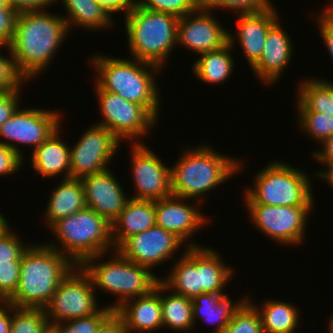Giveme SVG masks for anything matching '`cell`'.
<instances>
[{"instance_id":"44dd1931","label":"cell","mask_w":333,"mask_h":333,"mask_svg":"<svg viewBox=\"0 0 333 333\" xmlns=\"http://www.w3.org/2000/svg\"><path fill=\"white\" fill-rule=\"evenodd\" d=\"M114 312L128 333H154L163 328L161 281L150 294L126 300Z\"/></svg>"},{"instance_id":"9a60e30c","label":"cell","mask_w":333,"mask_h":333,"mask_svg":"<svg viewBox=\"0 0 333 333\" xmlns=\"http://www.w3.org/2000/svg\"><path fill=\"white\" fill-rule=\"evenodd\" d=\"M181 246L187 248V245L172 232L155 225L125 239L116 250L135 264L153 271L167 260L176 259L174 256Z\"/></svg>"},{"instance_id":"6da1fadb","label":"cell","mask_w":333,"mask_h":333,"mask_svg":"<svg viewBox=\"0 0 333 333\" xmlns=\"http://www.w3.org/2000/svg\"><path fill=\"white\" fill-rule=\"evenodd\" d=\"M68 34L65 19L60 14L48 10L17 14L14 36L8 47L19 72L28 82L50 68Z\"/></svg>"},{"instance_id":"ffe728a7","label":"cell","mask_w":333,"mask_h":333,"mask_svg":"<svg viewBox=\"0 0 333 333\" xmlns=\"http://www.w3.org/2000/svg\"><path fill=\"white\" fill-rule=\"evenodd\" d=\"M280 23L282 22L278 20L269 29L262 56L251 67L252 74L261 83H265V86H271L280 80L294 54L292 39Z\"/></svg>"},{"instance_id":"8d00e7d4","label":"cell","mask_w":333,"mask_h":333,"mask_svg":"<svg viewBox=\"0 0 333 333\" xmlns=\"http://www.w3.org/2000/svg\"><path fill=\"white\" fill-rule=\"evenodd\" d=\"M6 48L9 54L4 56L2 49ZM26 78L19 72L12 52L8 46L0 47V92L18 91L26 85Z\"/></svg>"},{"instance_id":"e0dca14e","label":"cell","mask_w":333,"mask_h":333,"mask_svg":"<svg viewBox=\"0 0 333 333\" xmlns=\"http://www.w3.org/2000/svg\"><path fill=\"white\" fill-rule=\"evenodd\" d=\"M213 15V16H212ZM210 10H194L178 19L177 44L195 55L214 51L229 43L230 30L222 27Z\"/></svg>"},{"instance_id":"277c9868","label":"cell","mask_w":333,"mask_h":333,"mask_svg":"<svg viewBox=\"0 0 333 333\" xmlns=\"http://www.w3.org/2000/svg\"><path fill=\"white\" fill-rule=\"evenodd\" d=\"M33 244L21 257L19 283L6 301L18 308H44L61 281L76 266L67 256L46 243Z\"/></svg>"},{"instance_id":"603a6c76","label":"cell","mask_w":333,"mask_h":333,"mask_svg":"<svg viewBox=\"0 0 333 333\" xmlns=\"http://www.w3.org/2000/svg\"><path fill=\"white\" fill-rule=\"evenodd\" d=\"M183 254L177 256L174 265L160 281L172 292L194 299L202 294L199 279V246L182 248ZM170 271V272H169Z\"/></svg>"},{"instance_id":"9f6ffc18","label":"cell","mask_w":333,"mask_h":333,"mask_svg":"<svg viewBox=\"0 0 333 333\" xmlns=\"http://www.w3.org/2000/svg\"><path fill=\"white\" fill-rule=\"evenodd\" d=\"M329 321V322H328ZM327 323V333H333V314L331 315V317L328 319Z\"/></svg>"},{"instance_id":"3957f363","label":"cell","mask_w":333,"mask_h":333,"mask_svg":"<svg viewBox=\"0 0 333 333\" xmlns=\"http://www.w3.org/2000/svg\"><path fill=\"white\" fill-rule=\"evenodd\" d=\"M92 54L88 64L96 71L95 84L102 90L142 105L158 121L162 101L156 76L162 69L131 57Z\"/></svg>"},{"instance_id":"d6986e66","label":"cell","mask_w":333,"mask_h":333,"mask_svg":"<svg viewBox=\"0 0 333 333\" xmlns=\"http://www.w3.org/2000/svg\"><path fill=\"white\" fill-rule=\"evenodd\" d=\"M275 7L254 13L234 15L237 27L235 33H229V43L233 48H236L237 42L240 44L241 51L243 50L242 54H244L250 68L262 56L269 29L280 20L281 15Z\"/></svg>"},{"instance_id":"5b68a950","label":"cell","mask_w":333,"mask_h":333,"mask_svg":"<svg viewBox=\"0 0 333 333\" xmlns=\"http://www.w3.org/2000/svg\"><path fill=\"white\" fill-rule=\"evenodd\" d=\"M111 252L108 256L106 252L90 257L80 266L90 276L95 290L99 288L117 297L115 303L107 304L114 311L126 300L150 294L160 277L150 268L123 257L116 249ZM106 256H110L109 260Z\"/></svg>"},{"instance_id":"f1b7e54d","label":"cell","mask_w":333,"mask_h":333,"mask_svg":"<svg viewBox=\"0 0 333 333\" xmlns=\"http://www.w3.org/2000/svg\"><path fill=\"white\" fill-rule=\"evenodd\" d=\"M232 45L228 43L222 48L200 54L192 64V71L205 84L223 85L225 81L231 78L236 65L234 64V54Z\"/></svg>"},{"instance_id":"db71d44e","label":"cell","mask_w":333,"mask_h":333,"mask_svg":"<svg viewBox=\"0 0 333 333\" xmlns=\"http://www.w3.org/2000/svg\"><path fill=\"white\" fill-rule=\"evenodd\" d=\"M11 227L10 223L7 221L6 217H4V213H0V236L6 232Z\"/></svg>"},{"instance_id":"c3c4849f","label":"cell","mask_w":333,"mask_h":333,"mask_svg":"<svg viewBox=\"0 0 333 333\" xmlns=\"http://www.w3.org/2000/svg\"><path fill=\"white\" fill-rule=\"evenodd\" d=\"M322 149L319 148L317 151L311 153L313 160L326 167L333 164V135L328 137L322 144ZM317 160V161H316Z\"/></svg>"},{"instance_id":"8fae6325","label":"cell","mask_w":333,"mask_h":333,"mask_svg":"<svg viewBox=\"0 0 333 333\" xmlns=\"http://www.w3.org/2000/svg\"><path fill=\"white\" fill-rule=\"evenodd\" d=\"M244 205L250 223L272 242L295 247L306 240L308 219L314 206Z\"/></svg>"},{"instance_id":"5bb4252c","label":"cell","mask_w":333,"mask_h":333,"mask_svg":"<svg viewBox=\"0 0 333 333\" xmlns=\"http://www.w3.org/2000/svg\"><path fill=\"white\" fill-rule=\"evenodd\" d=\"M132 182L137 200H160L172 195L171 170L145 143L130 145ZM164 162V163H163Z\"/></svg>"},{"instance_id":"ee69618b","label":"cell","mask_w":333,"mask_h":333,"mask_svg":"<svg viewBox=\"0 0 333 333\" xmlns=\"http://www.w3.org/2000/svg\"><path fill=\"white\" fill-rule=\"evenodd\" d=\"M24 90L18 91H7L0 92V126L3 125L17 110L21 100V92Z\"/></svg>"},{"instance_id":"30bf717a","label":"cell","mask_w":333,"mask_h":333,"mask_svg":"<svg viewBox=\"0 0 333 333\" xmlns=\"http://www.w3.org/2000/svg\"><path fill=\"white\" fill-rule=\"evenodd\" d=\"M95 291L90 276L81 266L76 265L44 307L50 326L97 313L102 306L98 305Z\"/></svg>"},{"instance_id":"836d02e7","label":"cell","mask_w":333,"mask_h":333,"mask_svg":"<svg viewBox=\"0 0 333 333\" xmlns=\"http://www.w3.org/2000/svg\"><path fill=\"white\" fill-rule=\"evenodd\" d=\"M297 122L308 138L322 144L333 135V116L319 112H297Z\"/></svg>"},{"instance_id":"484cf974","label":"cell","mask_w":333,"mask_h":333,"mask_svg":"<svg viewBox=\"0 0 333 333\" xmlns=\"http://www.w3.org/2000/svg\"><path fill=\"white\" fill-rule=\"evenodd\" d=\"M61 181V182H60ZM51 191L45 207V228H50L56 221L79 212L86 207L84 188L80 178H66Z\"/></svg>"},{"instance_id":"4dcf8cb0","label":"cell","mask_w":333,"mask_h":333,"mask_svg":"<svg viewBox=\"0 0 333 333\" xmlns=\"http://www.w3.org/2000/svg\"><path fill=\"white\" fill-rule=\"evenodd\" d=\"M295 91L298 112H319L333 116V82L328 78L307 77L300 80Z\"/></svg>"},{"instance_id":"bcb514c9","label":"cell","mask_w":333,"mask_h":333,"mask_svg":"<svg viewBox=\"0 0 333 333\" xmlns=\"http://www.w3.org/2000/svg\"><path fill=\"white\" fill-rule=\"evenodd\" d=\"M8 5L17 13L49 10L55 0H7Z\"/></svg>"},{"instance_id":"ba28073f","label":"cell","mask_w":333,"mask_h":333,"mask_svg":"<svg viewBox=\"0 0 333 333\" xmlns=\"http://www.w3.org/2000/svg\"><path fill=\"white\" fill-rule=\"evenodd\" d=\"M310 174L282 160L267 163L255 174L253 187L245 188V204L315 206ZM312 187V188H311Z\"/></svg>"},{"instance_id":"f546056e","label":"cell","mask_w":333,"mask_h":333,"mask_svg":"<svg viewBox=\"0 0 333 333\" xmlns=\"http://www.w3.org/2000/svg\"><path fill=\"white\" fill-rule=\"evenodd\" d=\"M219 251L208 246H199V279L203 293L225 292L233 280L234 267L223 262ZM230 266V267H229ZM232 267V268H231Z\"/></svg>"},{"instance_id":"52a82bcc","label":"cell","mask_w":333,"mask_h":333,"mask_svg":"<svg viewBox=\"0 0 333 333\" xmlns=\"http://www.w3.org/2000/svg\"><path fill=\"white\" fill-rule=\"evenodd\" d=\"M49 229L56 240L45 243L77 266L90 257L114 250L112 225L87 206L56 221Z\"/></svg>"},{"instance_id":"4fadbf2b","label":"cell","mask_w":333,"mask_h":333,"mask_svg":"<svg viewBox=\"0 0 333 333\" xmlns=\"http://www.w3.org/2000/svg\"><path fill=\"white\" fill-rule=\"evenodd\" d=\"M78 139L73 147L70 145V178H82L109 169L121 146L108 129L93 123Z\"/></svg>"},{"instance_id":"ab89813d","label":"cell","mask_w":333,"mask_h":333,"mask_svg":"<svg viewBox=\"0 0 333 333\" xmlns=\"http://www.w3.org/2000/svg\"><path fill=\"white\" fill-rule=\"evenodd\" d=\"M21 261L0 262V302H6L19 283Z\"/></svg>"},{"instance_id":"d4e9b609","label":"cell","mask_w":333,"mask_h":333,"mask_svg":"<svg viewBox=\"0 0 333 333\" xmlns=\"http://www.w3.org/2000/svg\"><path fill=\"white\" fill-rule=\"evenodd\" d=\"M111 225L115 250L125 239L156 225L155 201L130 198Z\"/></svg>"},{"instance_id":"f5cc1de1","label":"cell","mask_w":333,"mask_h":333,"mask_svg":"<svg viewBox=\"0 0 333 333\" xmlns=\"http://www.w3.org/2000/svg\"><path fill=\"white\" fill-rule=\"evenodd\" d=\"M194 10H216V0H190Z\"/></svg>"},{"instance_id":"1f68e13d","label":"cell","mask_w":333,"mask_h":333,"mask_svg":"<svg viewBox=\"0 0 333 333\" xmlns=\"http://www.w3.org/2000/svg\"><path fill=\"white\" fill-rule=\"evenodd\" d=\"M166 293V295L164 294ZM162 323L164 328L181 333L195 330L192 300L176 294L161 282Z\"/></svg>"},{"instance_id":"9c48e42d","label":"cell","mask_w":333,"mask_h":333,"mask_svg":"<svg viewBox=\"0 0 333 333\" xmlns=\"http://www.w3.org/2000/svg\"><path fill=\"white\" fill-rule=\"evenodd\" d=\"M93 87L103 119L96 124L108 129L121 143L124 140L131 144L144 143L143 136L158 126V121L142 105L102 90L95 83Z\"/></svg>"},{"instance_id":"d6a6232c","label":"cell","mask_w":333,"mask_h":333,"mask_svg":"<svg viewBox=\"0 0 333 333\" xmlns=\"http://www.w3.org/2000/svg\"><path fill=\"white\" fill-rule=\"evenodd\" d=\"M44 308H18L11 305L10 333H49Z\"/></svg>"},{"instance_id":"7c38bea8","label":"cell","mask_w":333,"mask_h":333,"mask_svg":"<svg viewBox=\"0 0 333 333\" xmlns=\"http://www.w3.org/2000/svg\"><path fill=\"white\" fill-rule=\"evenodd\" d=\"M62 116L61 111L19 106L0 126V143L8 145L24 159L25 150L19 146H31L33 152L62 125Z\"/></svg>"},{"instance_id":"7a4b0ae2","label":"cell","mask_w":333,"mask_h":333,"mask_svg":"<svg viewBox=\"0 0 333 333\" xmlns=\"http://www.w3.org/2000/svg\"><path fill=\"white\" fill-rule=\"evenodd\" d=\"M182 149L179 159L170 166L172 195L192 202L203 204L212 189L247 169L243 159L220 154L208 142Z\"/></svg>"},{"instance_id":"ac0fdd59","label":"cell","mask_w":333,"mask_h":333,"mask_svg":"<svg viewBox=\"0 0 333 333\" xmlns=\"http://www.w3.org/2000/svg\"><path fill=\"white\" fill-rule=\"evenodd\" d=\"M116 178V174L110 169L80 178L86 206L103 216L110 224L118 218L130 199L123 184Z\"/></svg>"},{"instance_id":"2e32d148","label":"cell","mask_w":333,"mask_h":333,"mask_svg":"<svg viewBox=\"0 0 333 333\" xmlns=\"http://www.w3.org/2000/svg\"><path fill=\"white\" fill-rule=\"evenodd\" d=\"M191 199L181 198L171 195L160 200H155V219L156 225L166 231L172 232L181 239L187 247L202 246L195 243L194 235L209 224L210 218L201 213L202 205L189 203ZM204 215V216H203Z\"/></svg>"},{"instance_id":"f6af8a7d","label":"cell","mask_w":333,"mask_h":333,"mask_svg":"<svg viewBox=\"0 0 333 333\" xmlns=\"http://www.w3.org/2000/svg\"><path fill=\"white\" fill-rule=\"evenodd\" d=\"M313 18L316 20V27H319L318 31H320L324 46L326 45L329 56L333 60V16L315 14Z\"/></svg>"},{"instance_id":"816d5d0a","label":"cell","mask_w":333,"mask_h":333,"mask_svg":"<svg viewBox=\"0 0 333 333\" xmlns=\"http://www.w3.org/2000/svg\"><path fill=\"white\" fill-rule=\"evenodd\" d=\"M323 169L324 170L319 169L318 171H316V173L314 172L315 174L314 178H316L317 176L320 180L326 182L333 189V164L326 166Z\"/></svg>"},{"instance_id":"681fc988","label":"cell","mask_w":333,"mask_h":333,"mask_svg":"<svg viewBox=\"0 0 333 333\" xmlns=\"http://www.w3.org/2000/svg\"><path fill=\"white\" fill-rule=\"evenodd\" d=\"M96 333H128L122 319L113 311L98 327Z\"/></svg>"},{"instance_id":"74e56055","label":"cell","mask_w":333,"mask_h":333,"mask_svg":"<svg viewBox=\"0 0 333 333\" xmlns=\"http://www.w3.org/2000/svg\"><path fill=\"white\" fill-rule=\"evenodd\" d=\"M10 227L0 236V262L21 261V257L31 243H25L20 234Z\"/></svg>"},{"instance_id":"f35d334b","label":"cell","mask_w":333,"mask_h":333,"mask_svg":"<svg viewBox=\"0 0 333 333\" xmlns=\"http://www.w3.org/2000/svg\"><path fill=\"white\" fill-rule=\"evenodd\" d=\"M136 6L181 18L194 11L190 0H136Z\"/></svg>"},{"instance_id":"6f0895ef","label":"cell","mask_w":333,"mask_h":333,"mask_svg":"<svg viewBox=\"0 0 333 333\" xmlns=\"http://www.w3.org/2000/svg\"><path fill=\"white\" fill-rule=\"evenodd\" d=\"M0 7H10L7 3V0H0Z\"/></svg>"},{"instance_id":"83f0119b","label":"cell","mask_w":333,"mask_h":333,"mask_svg":"<svg viewBox=\"0 0 333 333\" xmlns=\"http://www.w3.org/2000/svg\"><path fill=\"white\" fill-rule=\"evenodd\" d=\"M247 300L256 308L260 315L264 333H295L299 328L301 312L293 303L279 301V299H264L263 304L254 302L252 295ZM252 300V301H251Z\"/></svg>"},{"instance_id":"7dc6e473","label":"cell","mask_w":333,"mask_h":333,"mask_svg":"<svg viewBox=\"0 0 333 333\" xmlns=\"http://www.w3.org/2000/svg\"><path fill=\"white\" fill-rule=\"evenodd\" d=\"M103 8H105L110 15L121 12L123 15L127 14L133 7L136 6V0H95Z\"/></svg>"},{"instance_id":"7402d4cb","label":"cell","mask_w":333,"mask_h":333,"mask_svg":"<svg viewBox=\"0 0 333 333\" xmlns=\"http://www.w3.org/2000/svg\"><path fill=\"white\" fill-rule=\"evenodd\" d=\"M61 128L58 127L40 146L29 153L30 165L41 177L70 178V146L63 141Z\"/></svg>"},{"instance_id":"f907efd6","label":"cell","mask_w":333,"mask_h":333,"mask_svg":"<svg viewBox=\"0 0 333 333\" xmlns=\"http://www.w3.org/2000/svg\"><path fill=\"white\" fill-rule=\"evenodd\" d=\"M11 330V305L0 302V333H10Z\"/></svg>"},{"instance_id":"b9f144b4","label":"cell","mask_w":333,"mask_h":333,"mask_svg":"<svg viewBox=\"0 0 333 333\" xmlns=\"http://www.w3.org/2000/svg\"><path fill=\"white\" fill-rule=\"evenodd\" d=\"M25 160L8 145L0 143V177L15 175L24 166Z\"/></svg>"},{"instance_id":"8992f818","label":"cell","mask_w":333,"mask_h":333,"mask_svg":"<svg viewBox=\"0 0 333 333\" xmlns=\"http://www.w3.org/2000/svg\"><path fill=\"white\" fill-rule=\"evenodd\" d=\"M128 48L127 57L147 62L164 70L170 53L177 47L178 17L133 7L124 15Z\"/></svg>"},{"instance_id":"e575fe53","label":"cell","mask_w":333,"mask_h":333,"mask_svg":"<svg viewBox=\"0 0 333 333\" xmlns=\"http://www.w3.org/2000/svg\"><path fill=\"white\" fill-rule=\"evenodd\" d=\"M222 333H264L256 308L246 299L234 312Z\"/></svg>"},{"instance_id":"cb8c5ba5","label":"cell","mask_w":333,"mask_h":333,"mask_svg":"<svg viewBox=\"0 0 333 333\" xmlns=\"http://www.w3.org/2000/svg\"><path fill=\"white\" fill-rule=\"evenodd\" d=\"M247 295L245 293L238 301H232L230 295L225 292L203 293L196 296L192 299L195 328L197 322L203 320L206 324L214 325L212 333H222L234 312L247 299Z\"/></svg>"},{"instance_id":"4316f807","label":"cell","mask_w":333,"mask_h":333,"mask_svg":"<svg viewBox=\"0 0 333 333\" xmlns=\"http://www.w3.org/2000/svg\"><path fill=\"white\" fill-rule=\"evenodd\" d=\"M57 2L62 3L66 11L61 15L69 33L75 26L90 32L106 31L115 26L114 17L95 0H55V4H59Z\"/></svg>"},{"instance_id":"60d3db41","label":"cell","mask_w":333,"mask_h":333,"mask_svg":"<svg viewBox=\"0 0 333 333\" xmlns=\"http://www.w3.org/2000/svg\"><path fill=\"white\" fill-rule=\"evenodd\" d=\"M271 0H216V10H229L237 13H254L275 5Z\"/></svg>"},{"instance_id":"11a10c76","label":"cell","mask_w":333,"mask_h":333,"mask_svg":"<svg viewBox=\"0 0 333 333\" xmlns=\"http://www.w3.org/2000/svg\"><path fill=\"white\" fill-rule=\"evenodd\" d=\"M319 13H320V15L333 16V0H330V3H327V6H324V8L321 9L320 12L318 11V13H316V14H319Z\"/></svg>"},{"instance_id":"d590c367","label":"cell","mask_w":333,"mask_h":333,"mask_svg":"<svg viewBox=\"0 0 333 333\" xmlns=\"http://www.w3.org/2000/svg\"><path fill=\"white\" fill-rule=\"evenodd\" d=\"M113 312L106 304L95 314L50 326V333H96L100 324Z\"/></svg>"},{"instance_id":"7bdbcfd3","label":"cell","mask_w":333,"mask_h":333,"mask_svg":"<svg viewBox=\"0 0 333 333\" xmlns=\"http://www.w3.org/2000/svg\"><path fill=\"white\" fill-rule=\"evenodd\" d=\"M17 12L11 7H0V44L8 46L14 36Z\"/></svg>"}]
</instances>
